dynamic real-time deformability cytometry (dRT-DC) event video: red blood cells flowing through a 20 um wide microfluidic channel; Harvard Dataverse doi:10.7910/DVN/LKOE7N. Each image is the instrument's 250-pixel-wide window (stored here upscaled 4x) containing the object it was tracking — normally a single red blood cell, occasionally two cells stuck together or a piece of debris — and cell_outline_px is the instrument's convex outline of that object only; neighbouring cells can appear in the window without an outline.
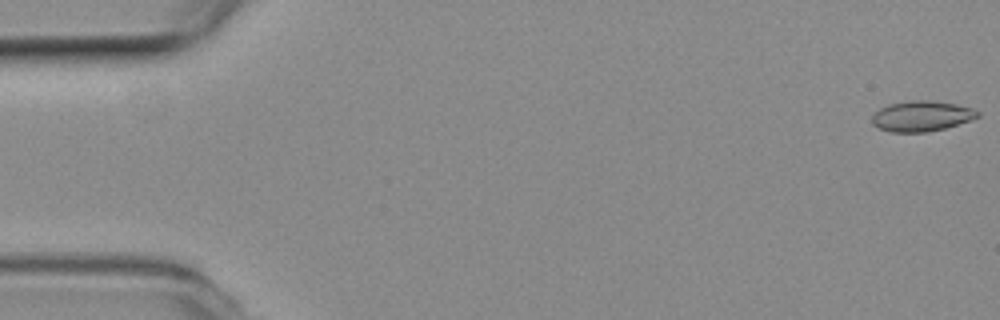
{"species": "common noctule bat (a hibernating species)", "species_latin": "Nyctalus noctula", "temperature_condition": "room temperature", "stored_images_in_passage": 7, "camera_frame_rate_fps": 3000, "um_per_image_px": 0.085, "animal": {"sex": "female", "body_mass_g": 19.3, "forearm_length_mm": 54.1}, "frame": {"image": 1, "passage_image": 1, "time_ms": 0.0, "image_size_px": [1000, 320], "cell_outline_px": [[980, 116], [972, 120], [944, 128], [928, 132], [892, 132], [880, 128], [872, 124], [872, 116], [880, 108], [888, 104], [912, 100], [928, 100], [956, 104], [972, 108], [980, 112]], "centroid_in_image_um": [78.35, 9.86], "position_along_channel_um": 6.6, "area_um2": 18.73}}
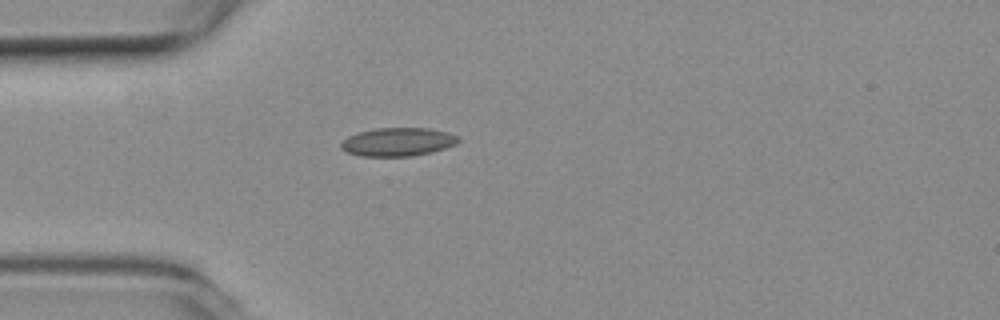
{"frame": {"image": 2, "passage_image": 5, "time_ms": 1.333, "image_size_px": [1000, 320], "cell_outline_px": [[460, 140], [456, 144], [432, 152], [412, 156], [360, 156], [348, 152], [340, 148], [340, 144], [348, 136], [360, 132], [376, 128], [428, 128], [448, 132], [460, 136]], "centroid_in_image_um": [33.84, 12.06], "position_along_channel_um": 51.2, "area_um2": 19.42}}
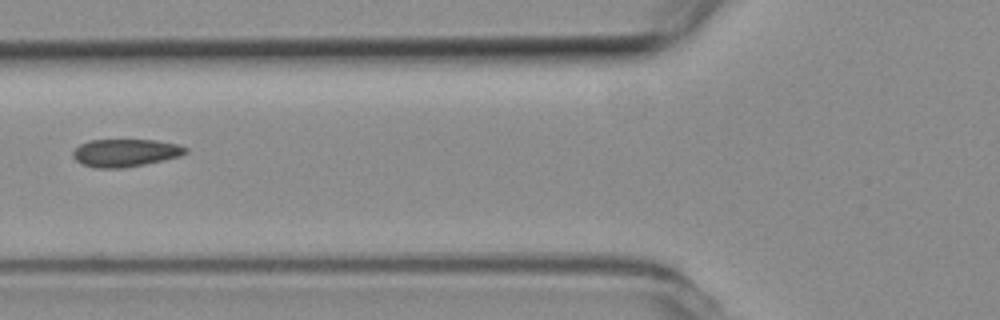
{"frame": {"image": 3, "passage_image": 7, "time_ms": 2.0, "image_size_px": [1000, 320], "cell_outline_px": [[188, 152], [180, 156], [164, 160], [124, 168], [96, 168], [84, 164], [76, 160], [72, 156], [72, 152], [80, 144], [88, 140], [156, 140], [176, 144], [188, 148]], "centroid_in_image_um": [10.66, 12.99], "position_along_channel_um": 115.1, "area_um2": 18.15}}